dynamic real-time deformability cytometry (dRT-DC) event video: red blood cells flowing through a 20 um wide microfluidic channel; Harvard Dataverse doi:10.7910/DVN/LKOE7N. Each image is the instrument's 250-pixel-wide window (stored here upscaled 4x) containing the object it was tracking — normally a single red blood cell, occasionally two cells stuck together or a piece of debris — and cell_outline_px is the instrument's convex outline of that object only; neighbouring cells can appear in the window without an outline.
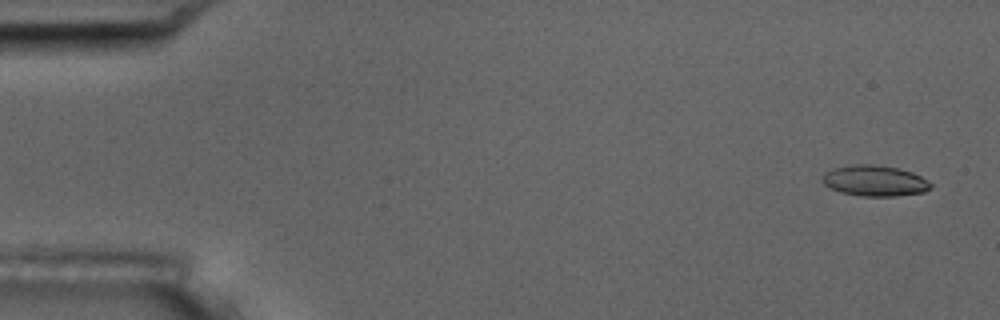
{"species": "common noctule bat (a hibernating species)", "species_latin": "Nyctalus noctula", "temperature_condition": "room temperature", "stored_images_in_passage": 4, "camera_frame_rate_fps": 3000, "um_per_image_px": 0.085, "animal": {"sex": "male", "body_mass_g": 17.5, "forearm_length_mm": 52.3}, "frame": {"image": 1, "passage_image": 1, "time_ms": 0.0, "image_size_px": [1000, 320], "cell_outline_px": [[932, 188], [924, 192], [896, 196], [860, 196], [840, 192], [828, 188], [820, 180], [820, 176], [824, 172], [832, 168], [852, 164], [872, 164], [896, 168], [912, 172], [928, 180], [932, 184]], "centroid_in_image_um": [74.3, 15.36], "position_along_channel_um": 10.7, "area_um2": 19.77}}
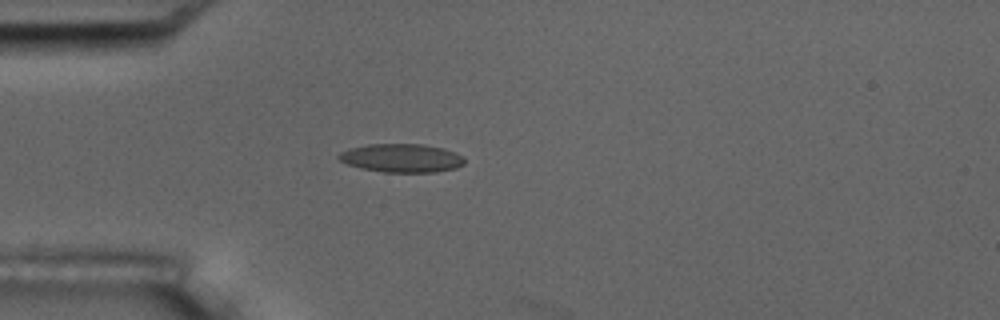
{"frame": {"image": 2, "passage_image": 4, "time_ms": 4.333, "image_size_px": [1000, 320], "cell_outline_px": [[464, 164], [456, 168], [436, 172], [384, 172], [360, 168], [348, 164], [340, 160], [336, 156], [340, 152], [348, 148], [368, 144], [424, 144], [444, 148], [464, 156]], "centroid_in_image_um": [34.13, 13.43], "position_along_channel_um": 50.9, "area_um2": 21.04}}